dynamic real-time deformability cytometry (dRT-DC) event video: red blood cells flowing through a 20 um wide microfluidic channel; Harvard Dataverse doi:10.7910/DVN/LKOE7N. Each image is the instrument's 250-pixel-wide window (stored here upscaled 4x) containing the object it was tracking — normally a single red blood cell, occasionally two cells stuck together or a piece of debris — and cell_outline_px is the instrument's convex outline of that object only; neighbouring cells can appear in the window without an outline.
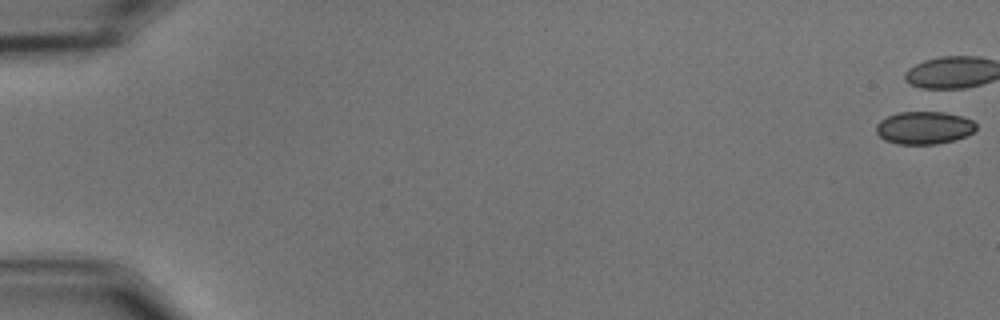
{"species": "common noctule bat (a hibernating species)", "species_latin": "Nyctalus noctula", "temperature_condition": "cold", "stored_images_in_passage": 30, "camera_frame_rate_fps": 3000, "um_per_image_px": 0.085, "animal": {"sex": "male", "body_mass_g": 15.6}, "frame": {"image": 1, "passage_image": 1, "time_ms": 0.0, "image_size_px": [1000, 320], "cell_outline_px": [[976, 128], [972, 132], [964, 136], [952, 140], [936, 144], [896, 144], [884, 140], [876, 132], [876, 124], [880, 120], [896, 112], [944, 112], [964, 116], [972, 120], [976, 124]], "centroid_in_image_um": [78.52, 10.85], "position_along_channel_um": 6.5, "area_um2": 19.07}}